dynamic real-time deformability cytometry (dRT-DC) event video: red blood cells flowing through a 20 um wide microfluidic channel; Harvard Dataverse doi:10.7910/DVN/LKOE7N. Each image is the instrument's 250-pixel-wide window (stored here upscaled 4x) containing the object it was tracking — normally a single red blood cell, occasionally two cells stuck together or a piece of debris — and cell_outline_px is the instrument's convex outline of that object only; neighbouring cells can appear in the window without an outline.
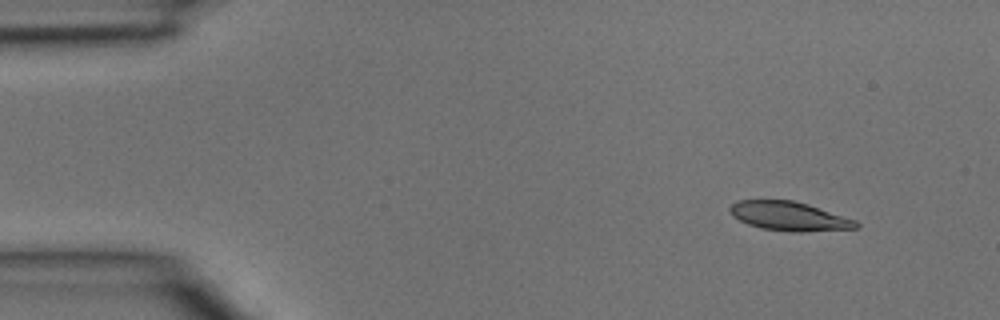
{"species": "common noctule bat (a hibernating species)", "species_latin": "Nyctalus noctula", "temperature_condition": "room temperature", "stored_images_in_passage": 3, "camera_frame_rate_fps": 3000, "um_per_image_px": 0.085, "animal": {"sex": "male", "body_mass_g": 15.6}, "frame": {"image": 1, "passage_image": 1, "time_ms": 0.0, "image_size_px": [1000, 320], "cell_outline_px": [[860, 228], [804, 232], [792, 232], [764, 228], [748, 224], [732, 216], [728, 208], [736, 200], [792, 200], [808, 204], [856, 220], [860, 224]], "centroid_in_image_um": [67.1, 18.38], "position_along_channel_um": 17.9, "area_um2": 21.39}}
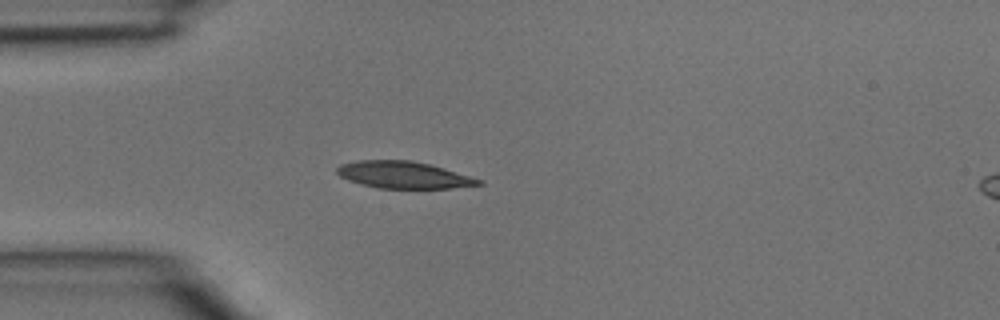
{"frame": {"image": 2, "passage_image": 3, "time_ms": 0.667, "image_size_px": [1000, 320], "cell_outline_px": [[484, 184], [452, 188], [376, 188], [360, 184], [348, 180], [340, 176], [336, 172], [336, 168], [340, 164], [356, 160], [412, 160], [444, 168], [484, 180]], "centroid_in_image_um": [34.29, 14.86], "position_along_channel_um": 50.7, "area_um2": 22.37}}